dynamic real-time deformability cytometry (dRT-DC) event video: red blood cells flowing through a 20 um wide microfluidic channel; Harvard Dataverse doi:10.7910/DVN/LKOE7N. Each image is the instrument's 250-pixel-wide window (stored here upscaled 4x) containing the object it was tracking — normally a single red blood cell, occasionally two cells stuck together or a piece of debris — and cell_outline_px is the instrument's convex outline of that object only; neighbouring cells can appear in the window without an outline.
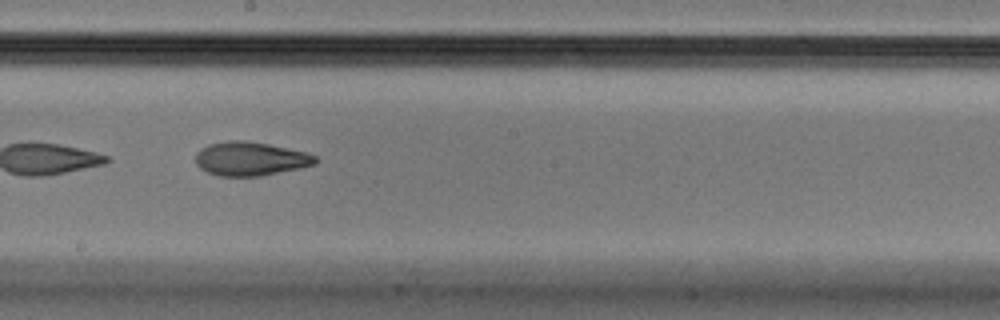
{"species": "Egyptian fruit bat (a non-hibernating species)", "species_latin": "Rousettus aegyptiacus", "temperature_condition": "cold", "stored_images_in_passage": 41, "camera_frame_rate_fps": 3000, "um_per_image_px": 0.085, "animal": {"sex": "male"}, "frame": {"image": 1, "passage_image": 18, "time_ms": 5.667, "image_size_px": [1000, 320], "cell_outline_px": [[316, 164], [300, 168], [260, 176], [220, 176], [208, 172], [200, 168], [196, 164], [196, 152], [200, 148], [208, 144], [228, 140], [244, 140], [268, 144], [308, 152], [316, 156]], "centroid_in_image_um": [21.28, 13.49], "position_along_channel_um": 226.9, "area_um2": 23.7}, "authors_computed_cell_mechanics": {"area_um2": 24.3916, "velocity_mm_per_s": 3.6678, "shape_relaxation_time_tau1_ms": 5.5194, "shape_relaxation_time_tau2_ms": 3.7218, "deformation_change_tau1": 0.16, "deformation_change_tau2": 0.1162}}